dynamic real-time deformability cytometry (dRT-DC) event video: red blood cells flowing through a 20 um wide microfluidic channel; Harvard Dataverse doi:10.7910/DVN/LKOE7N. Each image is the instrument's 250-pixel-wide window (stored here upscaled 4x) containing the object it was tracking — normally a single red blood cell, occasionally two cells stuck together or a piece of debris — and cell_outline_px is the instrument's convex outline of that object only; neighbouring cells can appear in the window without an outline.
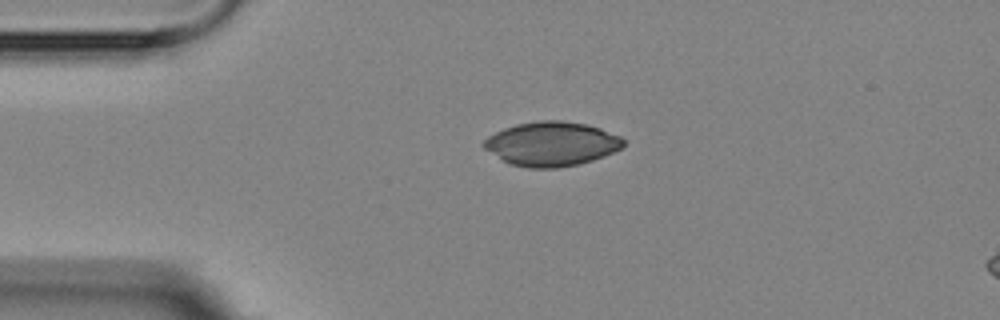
{"species": "Egyptian fruit bat (a non-hibernating species)", "species_latin": "Rousettus aegyptiacus", "temperature_condition": "room temperature", "stored_images_in_passage": 3, "segment_of_instrument_passage": [1, 2], "camera_frame_rate_fps": 3000, "um_per_image_px": 0.085, "animal": {"sex": "female"}, "frame": {"image": 1, "passage_image": 1, "time_ms": 0.0, "image_size_px": [1000, 320], "cell_outline_px": [[624, 144], [620, 148], [604, 156], [580, 164], [556, 168], [528, 168], [508, 164], [484, 148], [480, 144], [488, 136], [504, 128], [516, 124], [540, 120], [560, 120], [588, 124], [600, 128], [620, 136], [624, 140]], "centroid_in_image_um": [46.86, 12.23], "position_along_channel_um": 38.1, "area_um2": 36.13}}